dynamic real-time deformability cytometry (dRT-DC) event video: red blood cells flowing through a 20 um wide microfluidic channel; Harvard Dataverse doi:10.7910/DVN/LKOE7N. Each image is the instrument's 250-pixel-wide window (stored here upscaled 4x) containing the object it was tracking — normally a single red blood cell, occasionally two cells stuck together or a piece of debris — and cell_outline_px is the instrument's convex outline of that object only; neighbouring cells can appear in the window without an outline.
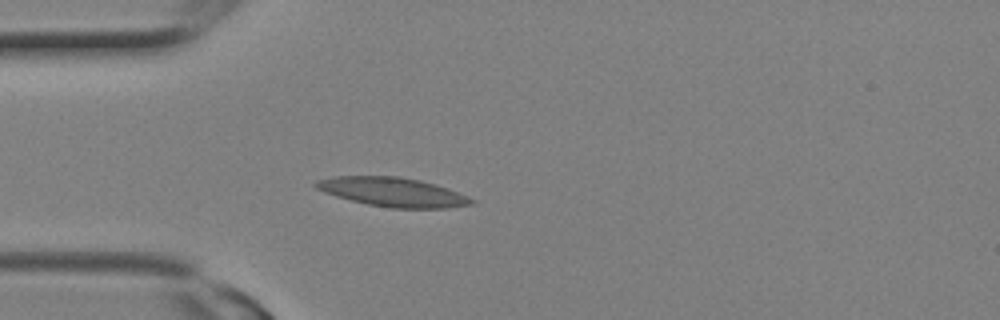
{"species": "Egyptian fruit bat (a non-hibernating species)", "species_latin": "Rousettus aegyptiacus", "temperature_condition": "room temperature", "stored_images_in_passage": 6, "camera_frame_rate_fps": 3000, "um_per_image_px": 0.085, "animal": {"sex": "female"}, "frame": {"image": 1, "passage_image": 4, "time_ms": 1.0, "image_size_px": [1000, 320], "cell_outline_px": [[476, 200], [472, 204], [448, 208], [392, 208], [368, 204], [336, 196], [324, 192], [316, 188], [312, 184], [316, 180], [336, 176], [400, 176], [420, 180], [436, 184], [448, 188], [468, 196]], "centroid_in_image_um": [33.39, 16.31], "position_along_channel_um": 51.6, "area_um2": 26.41}}
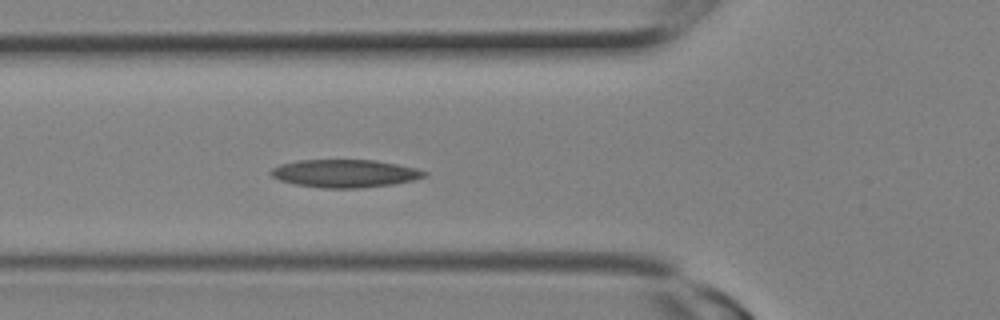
{"frame": {"image": 2, "passage_image": 6, "time_ms": 1.667, "image_size_px": [1000, 320], "cell_outline_px": [[428, 176], [412, 180], [392, 184], [360, 188], [320, 188], [296, 184], [280, 180], [272, 176], [268, 172], [272, 168], [280, 164], [296, 160], [376, 160], [416, 168], [428, 172]], "centroid_in_image_um": [29.3, 14.74], "position_along_channel_um": 96.5, "area_um2": 24.97}}